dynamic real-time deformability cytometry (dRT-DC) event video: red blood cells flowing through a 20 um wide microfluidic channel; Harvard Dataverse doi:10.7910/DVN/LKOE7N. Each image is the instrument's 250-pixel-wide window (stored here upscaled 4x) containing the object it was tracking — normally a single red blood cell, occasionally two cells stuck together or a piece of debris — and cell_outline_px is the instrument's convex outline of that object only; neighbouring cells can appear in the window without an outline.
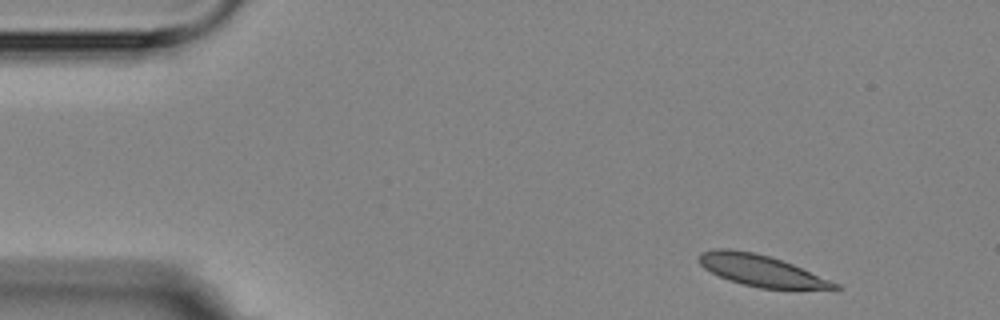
{"species": "Egyptian fruit bat (a non-hibernating species)", "species_latin": "Rousettus aegyptiacus", "temperature_condition": "room temperature", "stored_images_in_passage": 3, "camera_frame_rate_fps": 3000, "um_per_image_px": 0.085, "animal": {"sex": "female"}, "frame": {"image": 1, "passage_image": 1, "time_ms": 0.0, "image_size_px": [1000, 320], "cell_outline_px": [[844, 288], [836, 292], [760, 288], [728, 280], [704, 268], [700, 264], [700, 252], [716, 248], [728, 248], [752, 252], [768, 256], [792, 264], [840, 284]], "centroid_in_image_um": [64.88, 23.06], "position_along_channel_um": 20.1, "area_um2": 25.37}}